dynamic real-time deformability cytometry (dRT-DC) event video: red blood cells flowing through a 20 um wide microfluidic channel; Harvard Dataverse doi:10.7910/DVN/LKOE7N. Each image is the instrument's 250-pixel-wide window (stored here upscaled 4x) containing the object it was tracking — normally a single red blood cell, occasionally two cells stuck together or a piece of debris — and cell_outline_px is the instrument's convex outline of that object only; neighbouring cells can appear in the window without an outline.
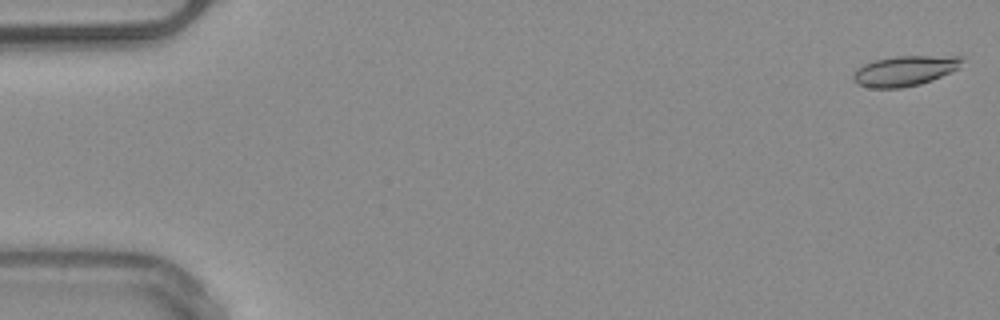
{"species": "common noctule bat (a hibernating species)", "species_latin": "Nyctalus noctula", "temperature_condition": "warm", "stored_images_in_passage": 51, "camera_frame_rate_fps": 3000, "um_per_image_px": 0.085, "animal": {"sex": "male", "body_mass_g": 20.4}, "frame": {"image": 1, "passage_image": 1, "time_ms": 0.0, "image_size_px": [1000, 320], "cell_outline_px": [[964, 60], [960, 68], [932, 80], [920, 84], [900, 88], [872, 88], [856, 84], [852, 76], [864, 64], [876, 60], [896, 56], [964, 56]], "centroid_in_image_um": [76.96, 6.02], "position_along_channel_um": 8.0, "area_um2": 19.07}}
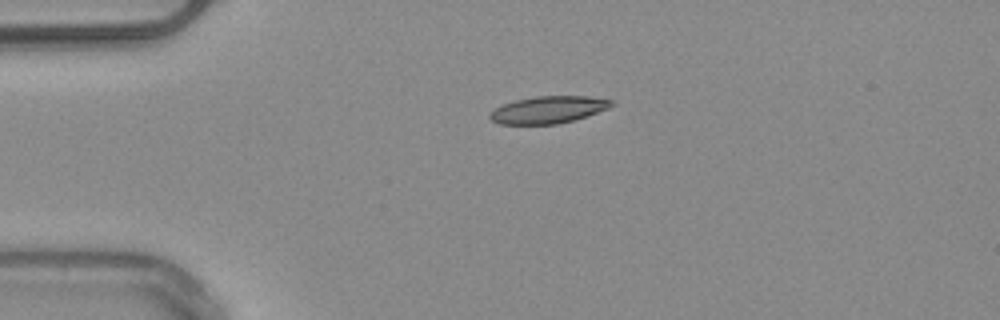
{"frame": {"image": 2, "passage_image": 12, "time_ms": 3.667, "image_size_px": [1000, 320], "cell_outline_px": [[616, 104], [608, 108], [572, 120], [556, 124], [500, 124], [492, 120], [488, 116], [496, 108], [504, 104], [516, 100], [536, 96], [588, 96], [616, 100]], "centroid_in_image_um": [46.64, 9.31], "position_along_channel_um": 38.4, "area_um2": 19.02}}
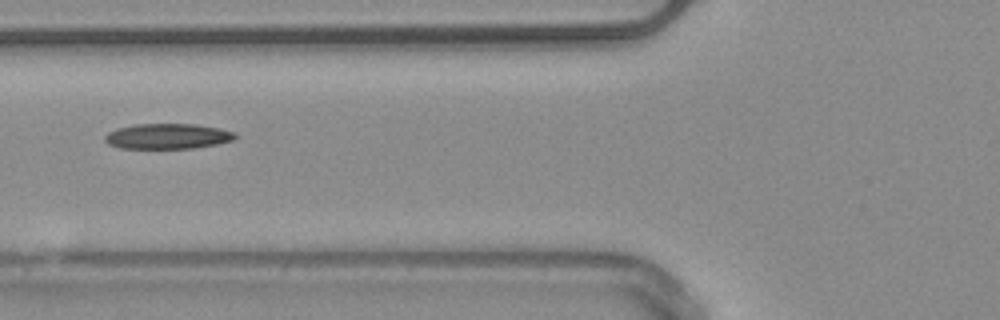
{"frame": {"image": 3, "passage_image": 20, "time_ms": 6.333, "image_size_px": [1000, 320], "cell_outline_px": [[236, 136], [232, 140], [216, 144], [196, 148], [120, 148], [108, 144], [104, 140], [104, 136], [108, 132], [116, 128], [136, 124], [196, 124], [220, 128], [236, 132]], "centroid_in_image_um": [14.23, 11.57], "position_along_channel_um": 111.6, "area_um2": 19.31}, "authors_computed_cell_mechanics": {"area_um2": 19.3052, "velocity_mm_per_s": 3.9779, "shape_relaxation_time_tau1_ms": 4.5274, "shape_relaxation_time_tau2_ms": 5.2597, "deformation_change_tau1": 0.1264, "deformation_change_tau2": 0.1381}}